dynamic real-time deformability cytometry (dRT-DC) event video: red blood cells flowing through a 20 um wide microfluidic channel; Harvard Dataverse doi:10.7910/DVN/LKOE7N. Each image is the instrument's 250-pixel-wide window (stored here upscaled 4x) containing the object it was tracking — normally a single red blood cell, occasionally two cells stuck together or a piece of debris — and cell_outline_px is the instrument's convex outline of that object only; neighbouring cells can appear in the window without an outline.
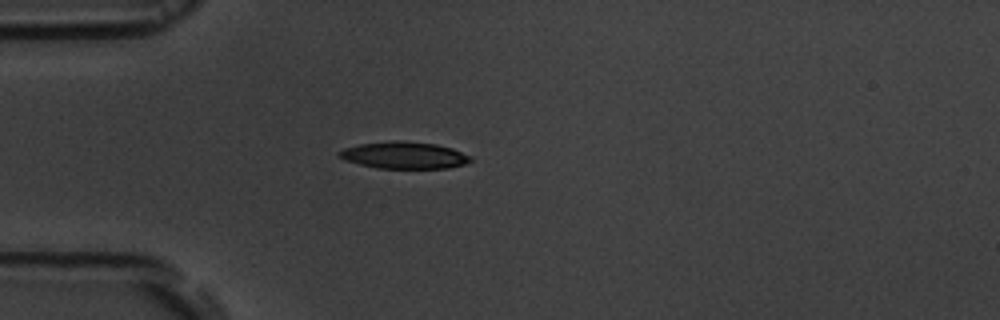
{"species": "common noctule bat (a hibernating species)", "species_latin": "Nyctalus noctula", "temperature_condition": "room temperature", "stored_images_in_passage": 3, "camera_frame_rate_fps": 3000, "um_per_image_px": 0.085, "animal": {"sex": "male", "body_mass_g": 19.5, "forearm_length_mm": 54.6}, "frame": {"image": 1, "passage_image": 1, "time_ms": 0.0, "image_size_px": [1000, 320], "cell_outline_px": [[472, 160], [464, 164], [448, 168], [376, 168], [344, 160], [336, 156], [336, 152], [344, 148], [360, 144], [392, 140], [396, 140], [436, 144], [452, 148], [472, 156]], "centroid_in_image_um": [34.32, 13.19], "position_along_channel_um": 50.7, "area_um2": 20.69}}
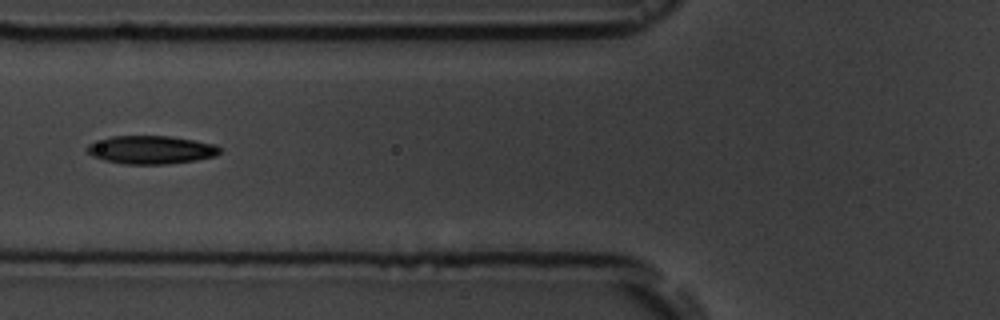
{"frame": {"image": 2, "passage_image": 3, "time_ms": 2.0, "image_size_px": [1000, 320], "cell_outline_px": [[224, 148], [216, 156], [196, 160], [164, 164], [124, 164], [104, 160], [92, 156], [84, 148], [88, 144], [112, 136], [168, 136], [216, 144]], "centroid_in_image_um": [12.85, 12.73], "position_along_channel_um": 112.9, "area_um2": 21.85}}